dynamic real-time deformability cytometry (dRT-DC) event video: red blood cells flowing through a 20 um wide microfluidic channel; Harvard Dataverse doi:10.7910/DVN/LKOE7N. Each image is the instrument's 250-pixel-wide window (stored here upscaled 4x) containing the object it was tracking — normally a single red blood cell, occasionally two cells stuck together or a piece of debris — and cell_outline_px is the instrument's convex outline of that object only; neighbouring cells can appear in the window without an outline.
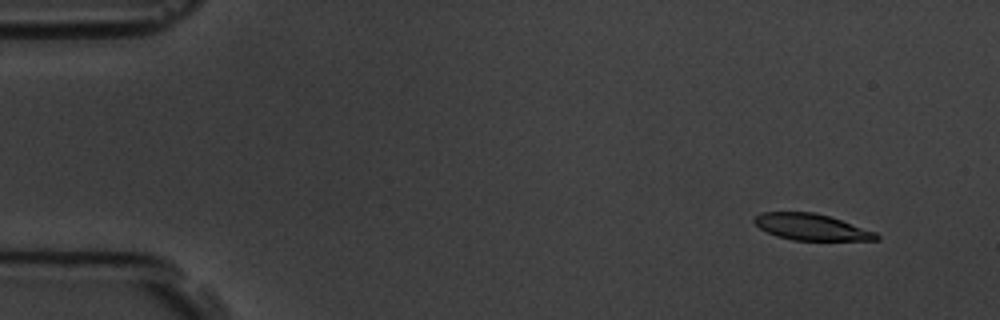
{"species": "common noctule bat (a hibernating species)", "species_latin": "Nyctalus noctula", "temperature_condition": "room temperature", "stored_images_in_passage": 53, "camera_frame_rate_fps": 3000, "um_per_image_px": 0.085, "animal": {"sex": "male", "body_mass_g": 19.5, "forearm_length_mm": 54.6}, "frame": {"image": 1, "passage_image": 1, "time_ms": 0.0, "image_size_px": [1000, 320], "cell_outline_px": [[880, 240], [792, 240], [776, 236], [760, 228], [752, 220], [760, 212], [812, 212], [828, 216], [876, 232], [880, 236]], "centroid_in_image_um": [68.95, 19.3], "position_along_channel_um": 16.0, "area_um2": 18.55}}
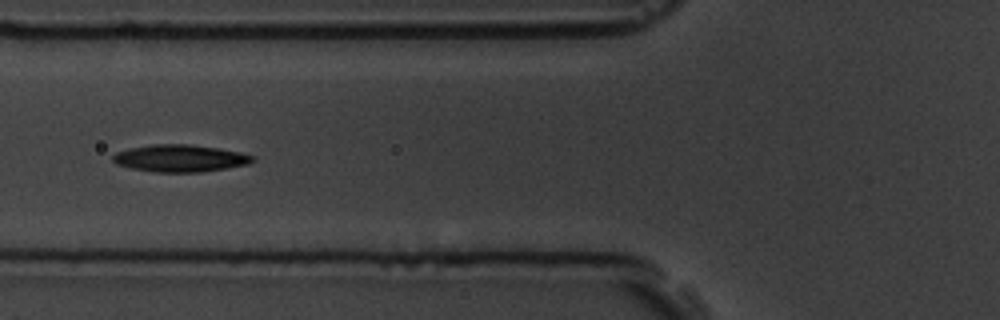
{"frame": {"image": 2, "passage_image": 18, "time_ms": 5.667, "image_size_px": [1000, 320], "cell_outline_px": [[256, 160], [248, 164], [200, 172], [156, 172], [132, 168], [116, 164], [112, 160], [112, 156], [116, 152], [132, 148], [152, 144], [188, 144], [216, 148], [240, 152], [256, 156]], "centroid_in_image_um": [15.32, 13.45], "position_along_channel_um": 110.5, "area_um2": 21.96}}
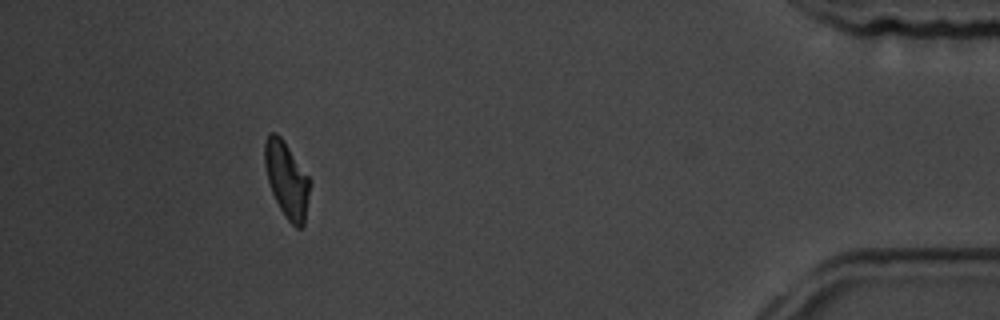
{"frame": {"image": 3, "passage_image": 48, "time_ms": 15.667, "image_size_px": [1000, 320], "cell_outline_px": [[312, 180], [304, 224], [300, 228], [296, 228], [284, 216], [272, 192], [268, 180], [264, 164], [264, 144], [268, 132], [276, 132], [280, 136]], "centroid_in_image_um": [24.38, 15.26], "position_along_channel_um": 410.8, "area_um2": 20.06}, "authors_computed_cell_mechanics": {"area_um2": 20.8658, "velocity_mm_per_s": 3.5916, "shape_relaxation_time_tau1_ms": 4.4436, "shape_relaxation_time_tau2_ms": null, "deformation_change_tau1": 0.1563, "deformation_change_tau2": null}}